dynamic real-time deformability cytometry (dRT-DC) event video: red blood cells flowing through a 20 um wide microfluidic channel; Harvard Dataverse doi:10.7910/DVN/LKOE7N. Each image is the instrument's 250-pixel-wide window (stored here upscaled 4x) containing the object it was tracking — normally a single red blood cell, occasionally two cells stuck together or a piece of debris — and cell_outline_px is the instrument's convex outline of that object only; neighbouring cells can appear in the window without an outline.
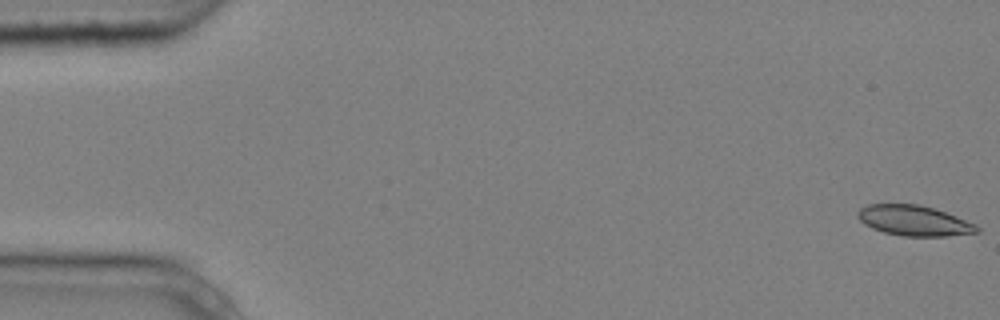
{"species": "common noctule bat (a hibernating species)", "species_latin": "Nyctalus noctula", "temperature_condition": "cold", "stored_images_in_passage": 5, "camera_frame_rate_fps": 3000, "um_per_image_px": 0.085, "animal": {"sex": "male", "body_mass_g": 20.4}, "frame": {"image": 1, "passage_image": 1, "time_ms": 0.0, "image_size_px": [1000, 320], "cell_outline_px": [[980, 232], [948, 236], [900, 236], [884, 232], [872, 228], [864, 224], [856, 216], [856, 212], [860, 208], [868, 204], [920, 204], [956, 216], [976, 224], [980, 228]], "centroid_in_image_um": [77.68, 18.75], "position_along_channel_um": 7.3, "area_um2": 21.15}}
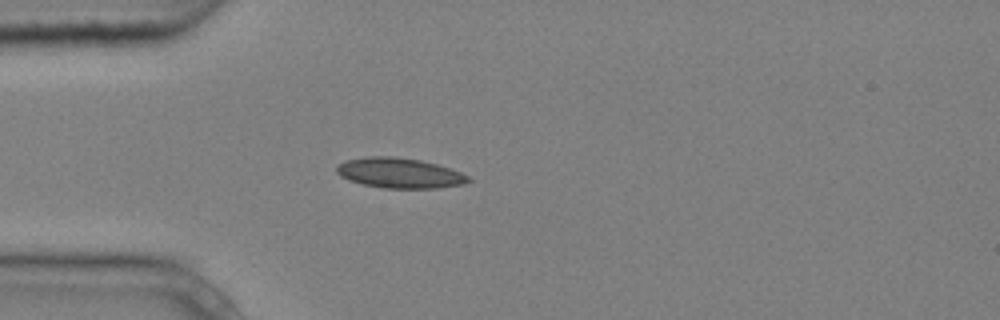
{"frame": {"image": 2, "passage_image": 5, "time_ms": 1.333, "image_size_px": [1000, 320], "cell_outline_px": [[472, 180], [464, 184], [436, 188], [380, 188], [348, 180], [340, 176], [336, 172], [336, 164], [344, 160], [368, 156], [392, 156], [420, 160], [436, 164], [460, 172], [468, 176]], "centroid_in_image_um": [33.91, 14.7], "position_along_channel_um": 51.1, "area_um2": 23.24}}